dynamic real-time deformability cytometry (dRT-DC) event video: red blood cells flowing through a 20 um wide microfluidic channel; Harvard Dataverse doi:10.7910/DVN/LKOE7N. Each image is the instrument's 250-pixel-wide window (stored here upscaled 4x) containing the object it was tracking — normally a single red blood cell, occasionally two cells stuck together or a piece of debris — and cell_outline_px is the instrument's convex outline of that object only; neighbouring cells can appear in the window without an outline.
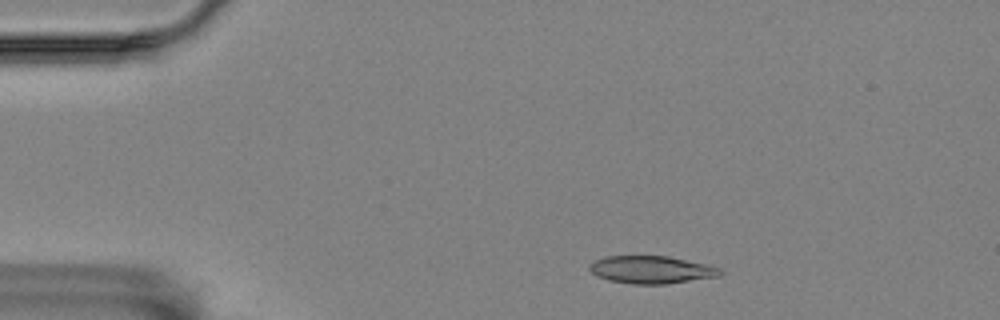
{"species": "Egyptian fruit bat (a non-hibernating species)", "species_latin": "Rousettus aegyptiacus", "temperature_condition": "room temperature", "stored_images_in_passage": 11, "camera_frame_rate_fps": 3000, "um_per_image_px": 0.085, "animal": {"sex": "female"}, "frame": {"image": 1, "passage_image": 4, "time_ms": 1.0, "image_size_px": [1000, 320], "cell_outline_px": [[724, 272], [720, 276], [668, 284], [632, 284], [608, 280], [596, 276], [588, 268], [588, 264], [604, 256], [668, 256], [708, 264], [720, 268]], "centroid_in_image_um": [55.38, 22.93], "position_along_channel_um": 29.6, "area_um2": 21.27}}
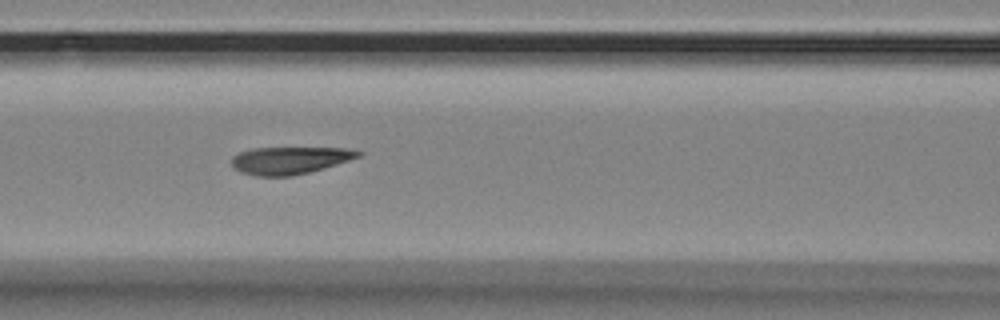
{"frame": {"image": 2, "passage_image": 8, "time_ms": 2.333, "image_size_px": [1000, 320], "cell_outline_px": [[364, 152], [360, 156], [324, 168], [292, 176], [256, 176], [240, 172], [232, 168], [232, 156], [240, 152], [252, 148], [344, 148]], "centroid_in_image_um": [24.58, 13.63], "position_along_channel_um": 142.0, "area_um2": 20.11}}
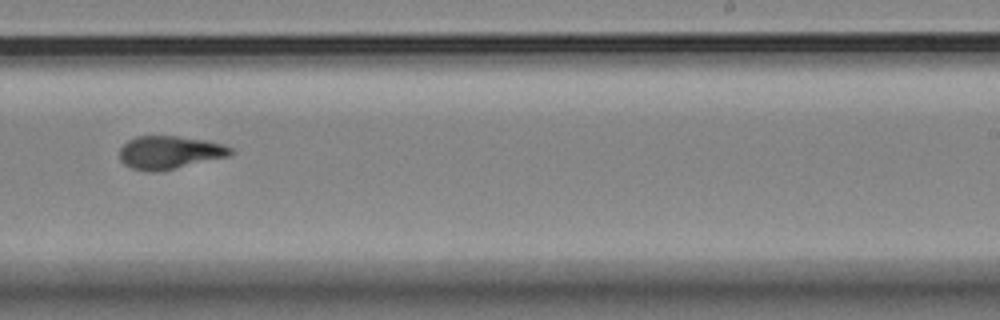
{"frame": {"image": 3, "passage_image": 11, "time_ms": 3.333, "image_size_px": [1000, 320], "cell_outline_px": [[236, 152], [228, 156], [156, 172], [152, 172], [132, 168], [124, 164], [120, 160], [120, 148], [128, 140], [136, 136], [176, 136], [204, 140], [220, 144], [232, 148]], "centroid_in_image_um": [14.39, 12.95], "position_along_channel_um": 274.6, "area_um2": 21.1}}